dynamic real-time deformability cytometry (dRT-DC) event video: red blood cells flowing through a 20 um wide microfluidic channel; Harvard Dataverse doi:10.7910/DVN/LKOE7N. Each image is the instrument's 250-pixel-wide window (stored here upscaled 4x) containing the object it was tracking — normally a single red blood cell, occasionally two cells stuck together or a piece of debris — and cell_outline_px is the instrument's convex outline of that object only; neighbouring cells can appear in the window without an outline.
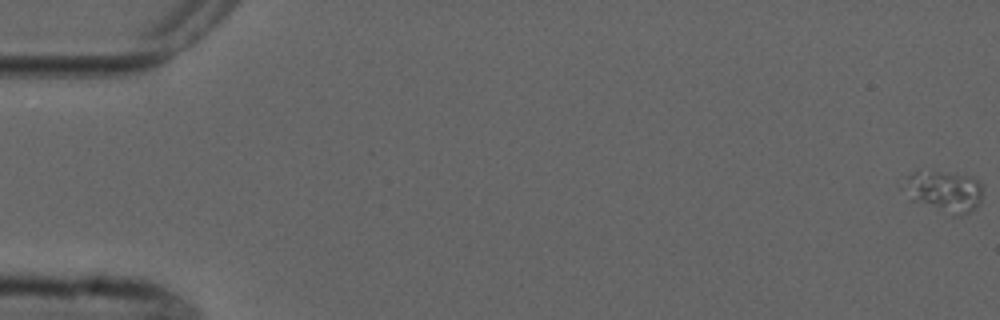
{"species": "common noctule bat (a hibernating species)", "species_latin": "Nyctalus noctula", "temperature_condition": "cold", "stored_images_in_passage": 5, "camera_frame_rate_fps": 3000, "um_per_image_px": 0.085, "animal": {"sex": "male", "forearm_length_mm": 52.5}, "frame": {"image": 1, "passage_image": 1, "time_ms": 0.0, "image_size_px": [1000, 320], "cell_outline_px": [[984, 188], [980, 200], [976, 208], [960, 216], [956, 216], [912, 200], [900, 188], [908, 176], [916, 172], [940, 172], [972, 176]], "centroid_in_image_um": [80.26, 16.27], "position_along_channel_um": 4.7, "area_um2": 18.79}}
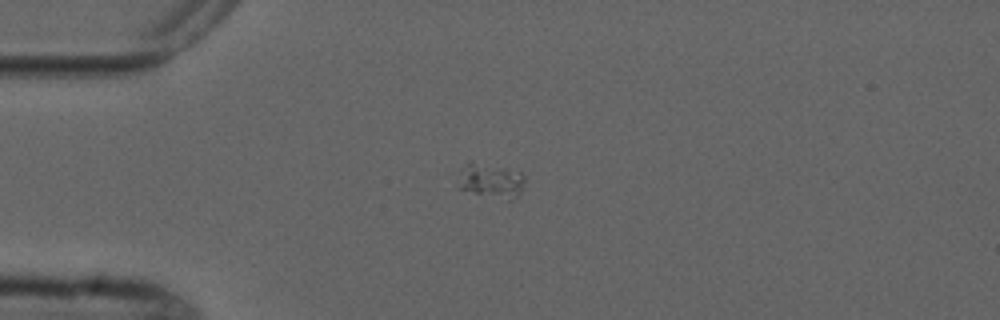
{"frame": {"image": 2, "passage_image": 5, "time_ms": 4.667, "image_size_px": [1000, 320], "cell_outline_px": [[524, 180], [520, 192], [512, 200], [508, 200], [456, 188], [460, 168], [472, 160], [520, 172], [524, 176]], "centroid_in_image_um": [41.66, 15.33], "position_along_channel_um": 43.3, "area_um2": 13.41}}